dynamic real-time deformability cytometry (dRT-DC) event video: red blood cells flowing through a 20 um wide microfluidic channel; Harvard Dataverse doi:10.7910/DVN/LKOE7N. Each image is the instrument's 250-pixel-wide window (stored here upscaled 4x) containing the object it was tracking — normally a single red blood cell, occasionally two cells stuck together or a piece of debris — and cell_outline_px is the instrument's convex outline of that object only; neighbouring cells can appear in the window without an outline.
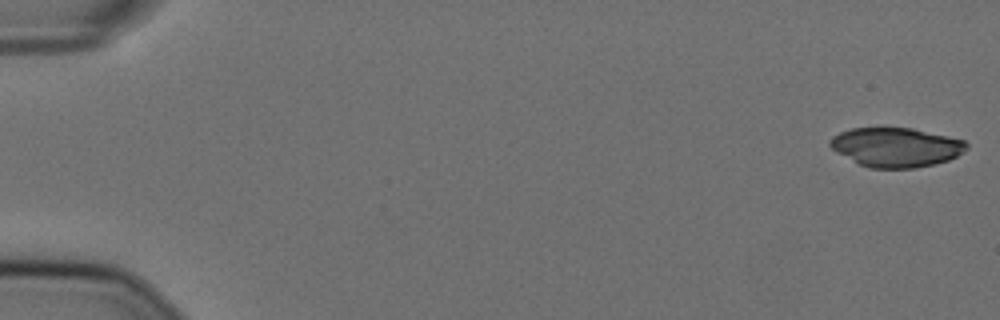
{"species": "Egyptian fruit bat (a non-hibernating species)", "species_latin": "Rousettus aegyptiacus", "temperature_condition": "cold", "stored_images_in_passage": 55, "camera_frame_rate_fps": 3000, "um_per_image_px": 0.085, "animal": {"sex": "female"}, "frame": {"image": 1, "passage_image": 1, "time_ms": 0.0, "image_size_px": [1000, 320], "cell_outline_px": [[968, 148], [964, 152], [948, 160], [932, 164], [912, 168], [872, 168], [860, 164], [836, 152], [828, 144], [828, 140], [832, 136], [840, 132], [852, 128], [912, 128], [948, 136], [964, 140], [968, 144]], "centroid_in_image_um": [76.15, 12.5], "position_along_channel_um": 8.8, "area_um2": 31.1}}